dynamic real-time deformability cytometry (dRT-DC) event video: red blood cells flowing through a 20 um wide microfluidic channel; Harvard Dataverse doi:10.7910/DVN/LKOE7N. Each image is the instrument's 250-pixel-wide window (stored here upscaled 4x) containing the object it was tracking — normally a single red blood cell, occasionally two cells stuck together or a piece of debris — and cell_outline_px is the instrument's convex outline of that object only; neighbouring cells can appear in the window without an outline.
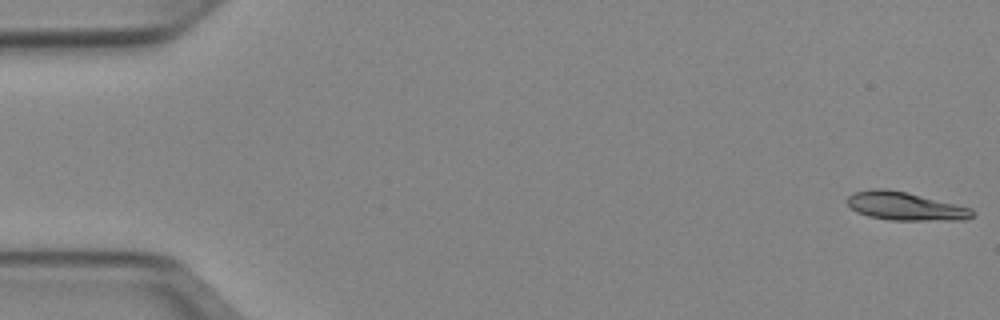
{"species": "Egyptian fruit bat (a non-hibernating species)", "species_latin": "Rousettus aegyptiacus", "temperature_condition": "cold", "stored_images_in_passage": 51, "camera_frame_rate_fps": 3000, "um_per_image_px": 0.085, "animal": {"sex": "female"}, "frame": {"image": 1, "passage_image": 1, "time_ms": 0.0, "image_size_px": [1000, 320], "cell_outline_px": [[976, 216], [964, 220], [892, 220], [868, 216], [856, 212], [844, 200], [852, 192], [872, 188], [888, 188], [908, 192], [972, 208], [976, 212]], "centroid_in_image_um": [76.95, 17.51], "position_along_channel_um": 8.1, "area_um2": 21.04}}
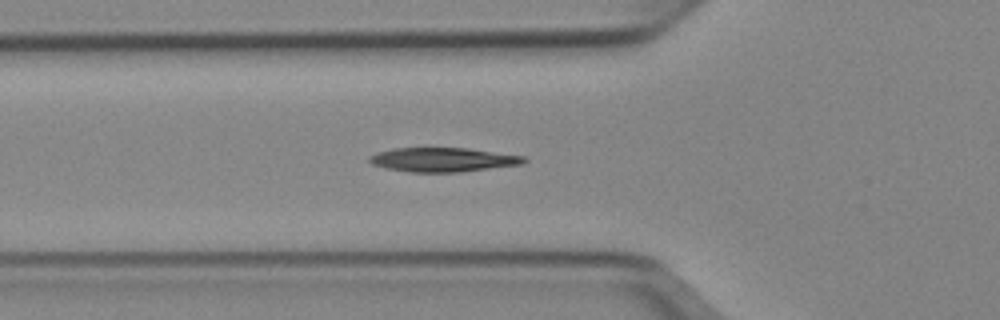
{"frame": {"image": 2, "passage_image": 18, "time_ms": 5.667, "image_size_px": [1000, 320], "cell_outline_px": [[528, 160], [524, 164], [460, 172], [408, 172], [388, 168], [372, 164], [368, 160], [368, 156], [376, 152], [392, 148], [468, 148], [524, 156]], "centroid_in_image_um": [37.65, 13.57], "position_along_channel_um": 88.2, "area_um2": 21.85}}
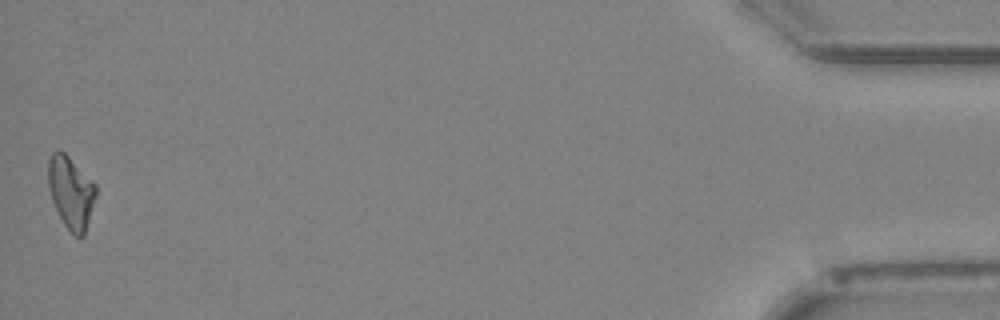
{"frame": {"image": 3, "passage_image": 51, "time_ms": 16.667, "image_size_px": [1000, 320], "cell_outline_px": [[96, 196], [84, 236], [76, 236], [64, 224], [52, 200], [48, 188], [48, 160], [52, 152], [56, 148], [60, 148], [96, 184]], "centroid_in_image_um": [6.02, 16.3], "position_along_channel_um": 429.2, "area_um2": 20.0}, "authors_computed_cell_mechanics": {"area_um2": 21.0392, "velocity_mm_per_s": 3.9454, "shape_relaxation_time_tau1_ms": 3.4791, "shape_relaxation_time_tau2_ms": 5.6893, "deformation_change_tau1": 0.1448, "deformation_change_tau2": 0.1262}}